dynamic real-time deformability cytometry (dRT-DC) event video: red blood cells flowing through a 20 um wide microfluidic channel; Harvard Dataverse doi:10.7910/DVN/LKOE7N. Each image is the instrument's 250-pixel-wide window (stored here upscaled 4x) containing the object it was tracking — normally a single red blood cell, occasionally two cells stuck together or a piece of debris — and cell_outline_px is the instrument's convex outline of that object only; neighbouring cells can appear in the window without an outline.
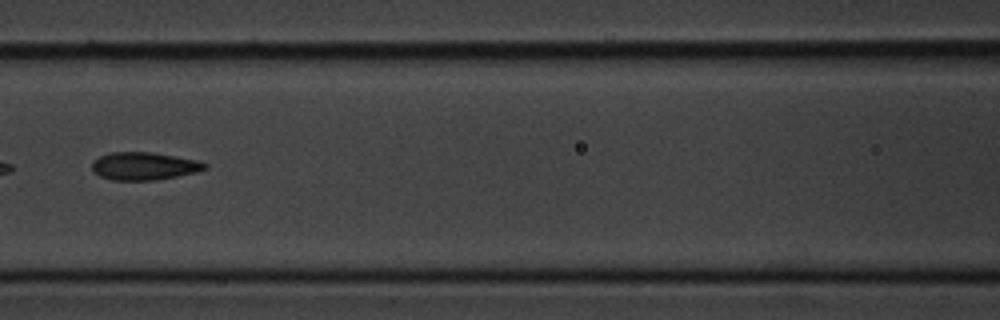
{"species": "common noctule bat (a hibernating species)", "species_latin": "Nyctalus noctula", "temperature_condition": "cold", "stored_images_in_passage": 7, "camera_frame_rate_fps": 3000, "um_per_image_px": 0.085, "animal": {"sex": "male", "body_mass_g": 20.1, "forearm_length_mm": 53.5}, "frame": {"image": 1, "passage_image": 7, "time_ms": 7.667, "image_size_px": [1000, 320], "cell_outline_px": [[208, 168], [196, 172], [156, 180], [112, 180], [100, 176], [92, 172], [92, 160], [100, 156], [112, 152], [152, 152], [196, 160], [208, 164]], "centroid_in_image_um": [12.22, 14.12], "position_along_channel_um": 154.4, "area_um2": 18.26}}